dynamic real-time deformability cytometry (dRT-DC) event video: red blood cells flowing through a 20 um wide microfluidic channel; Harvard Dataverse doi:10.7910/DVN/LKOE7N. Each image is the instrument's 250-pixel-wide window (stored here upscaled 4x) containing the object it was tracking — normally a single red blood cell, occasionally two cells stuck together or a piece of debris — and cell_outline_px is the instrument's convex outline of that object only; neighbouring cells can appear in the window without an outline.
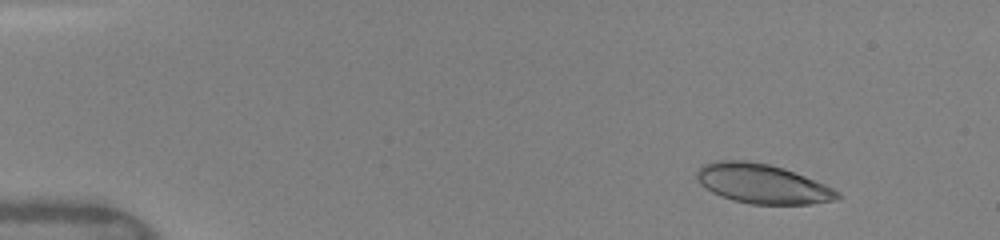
{"species": "human", "species_latin": "Homo sapiens", "temperature_condition": "warm", "stored_images_in_passage": 50, "camera_frame_rate_fps": 3000, "um_per_image_px": 0.085, "donor": {"sex": "female"}, "frame": {"image": 1, "passage_image": 6, "time_ms": 1.667, "image_size_px": [1000, 240], "cell_outline_px": [[840, 196], [836, 200], [812, 204], [752, 204], [732, 200], [720, 196], [712, 192], [700, 184], [696, 176], [696, 172], [704, 164], [716, 160], [748, 160], [768, 164], [784, 168], [824, 184], [840, 192]], "centroid_in_image_um": [64.78, 15.62], "position_along_channel_um": 20.2, "area_um2": 32.31}}
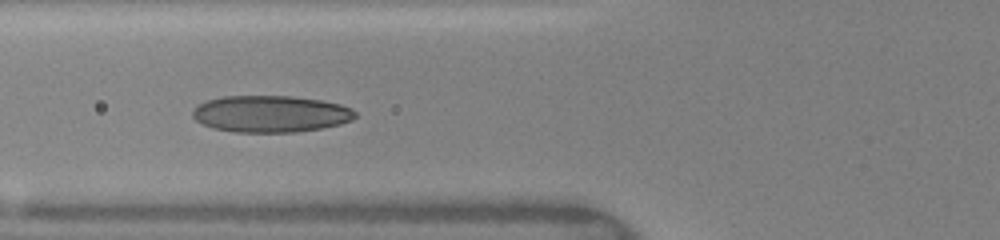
{"frame": {"image": 2, "passage_image": 20, "time_ms": 6.333, "image_size_px": [1000, 240], "cell_outline_px": [[356, 116], [352, 120], [340, 124], [320, 128], [296, 132], [236, 132], [212, 128], [196, 120], [192, 116], [192, 112], [196, 104], [208, 100], [224, 96], [292, 96], [320, 100], [340, 104], [352, 108], [356, 112]], "centroid_in_image_um": [23.0, 9.67], "position_along_channel_um": 102.8, "area_um2": 34.85}}
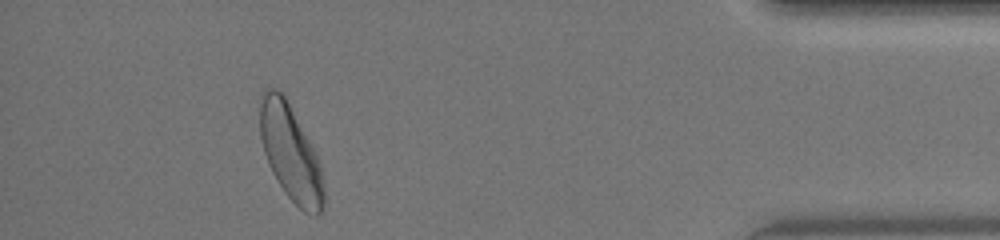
{"frame": {"image": 3, "passage_image": 46, "time_ms": 15.0, "image_size_px": [1000, 240], "cell_outline_px": [[324, 204], [320, 212], [316, 216], [304, 212], [284, 192], [272, 172], [268, 164], [264, 152], [260, 136], [260, 92], [264, 88], [276, 88], [284, 92], [316, 152], [320, 164], [324, 188]], "centroid_in_image_um": [24.69, 12.93], "position_along_channel_um": 410.5, "area_um2": 36.01}, "authors_computed_cell_mechanics": {"area_um2": 33.2928, "velocity_mm_per_s": 4.074, "shape_relaxation_time_tau1_ms": 3.3135, "shape_relaxation_time_tau2_ms": 0.9139, "deformation_change_tau1": 0.1367, "deformation_change_tau2": 0.0662}}